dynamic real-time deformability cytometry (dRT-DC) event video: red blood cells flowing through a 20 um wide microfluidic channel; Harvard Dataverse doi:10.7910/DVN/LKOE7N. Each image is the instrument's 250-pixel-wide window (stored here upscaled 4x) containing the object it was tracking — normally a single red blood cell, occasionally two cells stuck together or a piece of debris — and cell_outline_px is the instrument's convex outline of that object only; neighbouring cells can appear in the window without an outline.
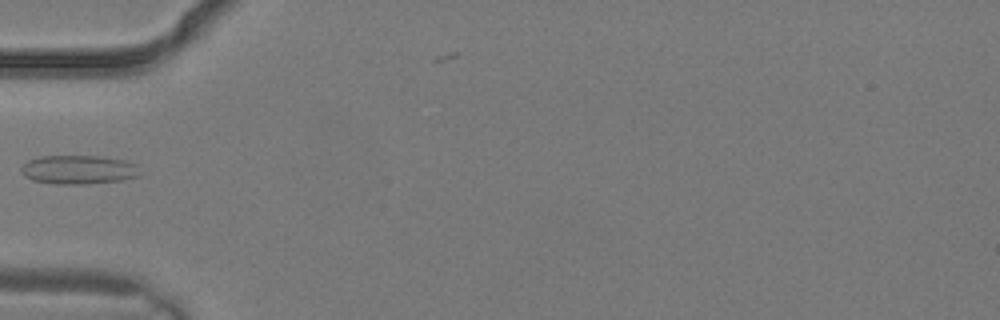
{"species": "common noctule bat (a hibernating species)", "species_latin": "Nyctalus noctula", "temperature_condition": "warm", "stored_images_in_passage": 3, "camera_frame_rate_fps": 3000, "um_per_image_px": 0.085, "animal": {"sex": "male", "body_mass_g": 19.2, "forearm_length_mm": 51.8}, "frame": {"image": 1, "passage_image": 3, "time_ms": 0.667, "image_size_px": [1000, 320], "cell_outline_px": [[140, 176], [120, 180], [88, 184], [56, 184], [32, 180], [24, 176], [20, 172], [20, 168], [28, 160], [40, 156], [100, 156], [124, 160], [136, 164]], "centroid_in_image_um": [6.64, 14.42], "position_along_channel_um": 78.4, "area_um2": 20.06}}